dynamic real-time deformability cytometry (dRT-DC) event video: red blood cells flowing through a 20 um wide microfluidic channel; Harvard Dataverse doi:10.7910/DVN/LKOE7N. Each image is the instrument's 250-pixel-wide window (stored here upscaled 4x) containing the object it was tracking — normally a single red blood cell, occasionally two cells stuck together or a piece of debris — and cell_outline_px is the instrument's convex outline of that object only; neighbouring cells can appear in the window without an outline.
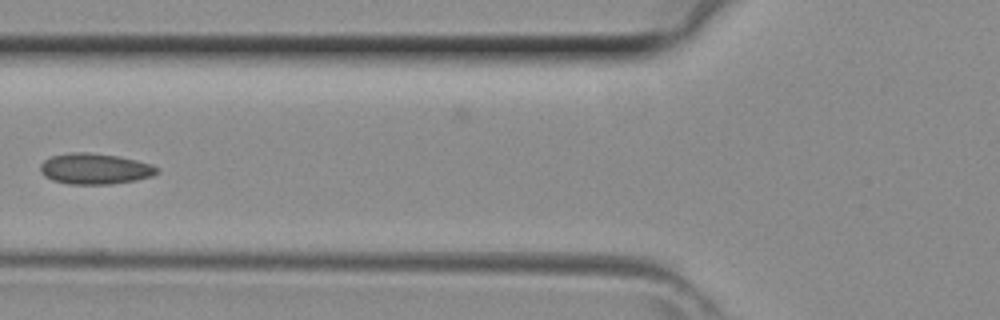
{"species": "common noctule bat (a hibernating species)", "species_latin": "Nyctalus noctula", "temperature_condition": "room temperature", "stored_images_in_passage": 23, "camera_frame_rate_fps": 3000, "um_per_image_px": 0.085, "animal": {"sex": "female", "body_mass_g": 29.2, "forearm_length_mm": 56.3}, "frame": {"image": 1, "passage_image": 2, "time_ms": 0.333, "image_size_px": [1000, 320], "cell_outline_px": [[160, 172], [152, 176], [136, 180], [112, 184], [68, 184], [52, 180], [44, 176], [40, 172], [40, 164], [44, 160], [52, 156], [72, 152], [88, 152], [120, 156], [152, 164], [160, 168]], "centroid_in_image_um": [8.09, 14.34], "position_along_channel_um": 117.7, "area_um2": 21.21}}
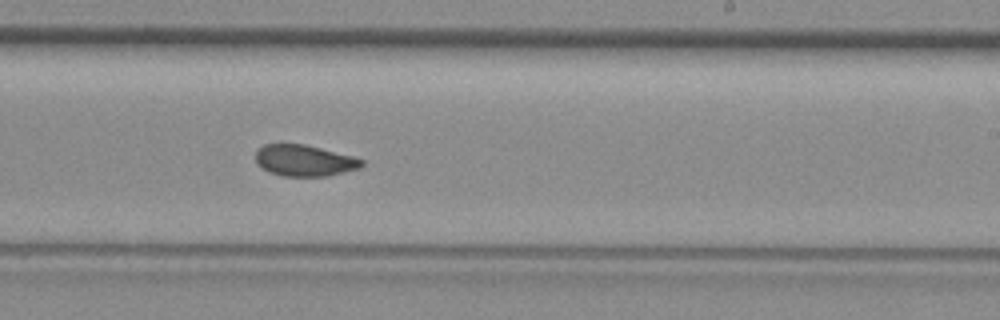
{"frame": {"image": 2, "passage_image": 11, "time_ms": 3.333, "image_size_px": [1000, 320], "cell_outline_px": [[364, 164], [360, 168], [328, 176], [284, 176], [268, 172], [256, 164], [256, 148], [264, 144], [304, 144], [352, 156], [364, 160]], "centroid_in_image_um": [25.84, 13.65], "position_along_channel_um": 263.2, "area_um2": 19.42}}
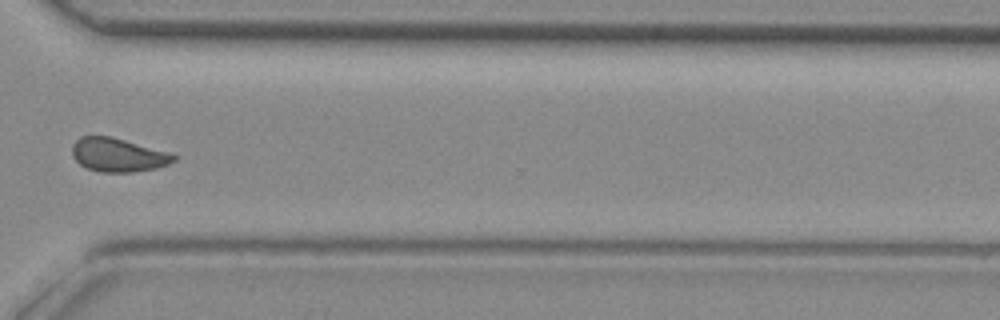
{"frame": {"image": 3, "passage_image": 17, "time_ms": 5.333, "image_size_px": [1000, 320], "cell_outline_px": [[176, 160], [168, 164], [156, 168], [132, 172], [100, 172], [88, 168], [80, 164], [72, 156], [72, 144], [80, 136], [112, 136], [168, 152], [176, 156]], "centroid_in_image_um": [10.01, 13.16], "position_along_channel_um": 360.6, "area_um2": 19.88}}